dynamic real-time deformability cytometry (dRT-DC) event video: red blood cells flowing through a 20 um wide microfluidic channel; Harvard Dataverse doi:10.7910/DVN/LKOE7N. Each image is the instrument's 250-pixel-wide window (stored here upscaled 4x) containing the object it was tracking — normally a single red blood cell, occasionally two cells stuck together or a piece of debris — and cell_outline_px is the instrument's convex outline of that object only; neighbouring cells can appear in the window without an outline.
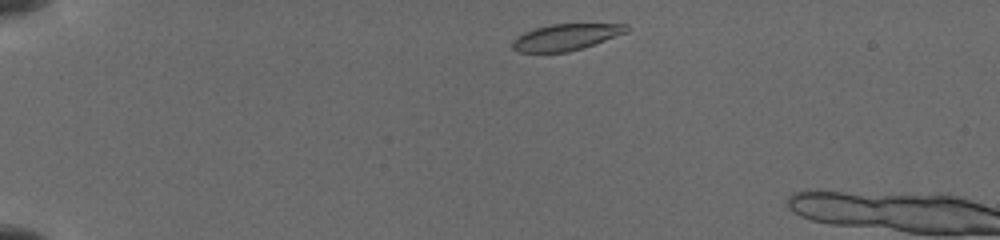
{"species": "common noctule bat (a hibernating species)", "species_latin": "Nyctalus noctula", "temperature_condition": "cold", "stored_images_in_passage": 8, "camera_frame_rate_fps": 3000, "um_per_image_px": 0.085, "animal": {"sex": "female", "body_mass_g": 19.5, "forearm_length_mm": 54.1}, "frame": {"image": 1, "passage_image": 2, "time_ms": 0.333, "image_size_px": [1000, 240], "cell_outline_px": [[628, 32], [568, 52], [520, 52], [512, 48], [512, 40], [524, 32], [536, 28], [552, 24], [628, 24]], "centroid_in_image_um": [48.08, 3.15], "position_along_channel_um": 36.9, "area_um2": 17.22}}